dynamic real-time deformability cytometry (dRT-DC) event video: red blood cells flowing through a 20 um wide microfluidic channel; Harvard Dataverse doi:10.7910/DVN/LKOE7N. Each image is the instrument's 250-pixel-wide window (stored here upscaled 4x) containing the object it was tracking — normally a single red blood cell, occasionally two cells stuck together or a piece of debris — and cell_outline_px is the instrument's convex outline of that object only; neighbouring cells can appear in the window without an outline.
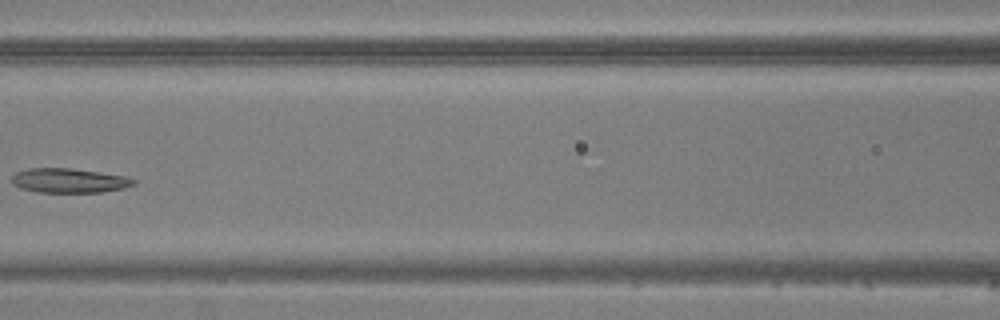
{"species": "common noctule bat (a hibernating species)", "species_latin": "Nyctalus noctula", "temperature_condition": "warm", "stored_images_in_passage": 7, "segment_of_instrument_passage": [1, 2], "camera_frame_rate_fps": 3000, "um_per_image_px": 0.085, "animal": {"sex": "male", "body_mass_g": 20.5, "forearm_length_mm": 52.5}, "frame": {"image": 1, "passage_image": 6, "time_ms": 6.0, "image_size_px": [1000, 320], "cell_outline_px": [[136, 184], [124, 188], [104, 192], [40, 192], [20, 188], [12, 184], [12, 176], [16, 172], [28, 168], [72, 168], [124, 176], [136, 180]], "centroid_in_image_um": [5.87, 15.35], "position_along_channel_um": 160.7, "area_um2": 17.34}}